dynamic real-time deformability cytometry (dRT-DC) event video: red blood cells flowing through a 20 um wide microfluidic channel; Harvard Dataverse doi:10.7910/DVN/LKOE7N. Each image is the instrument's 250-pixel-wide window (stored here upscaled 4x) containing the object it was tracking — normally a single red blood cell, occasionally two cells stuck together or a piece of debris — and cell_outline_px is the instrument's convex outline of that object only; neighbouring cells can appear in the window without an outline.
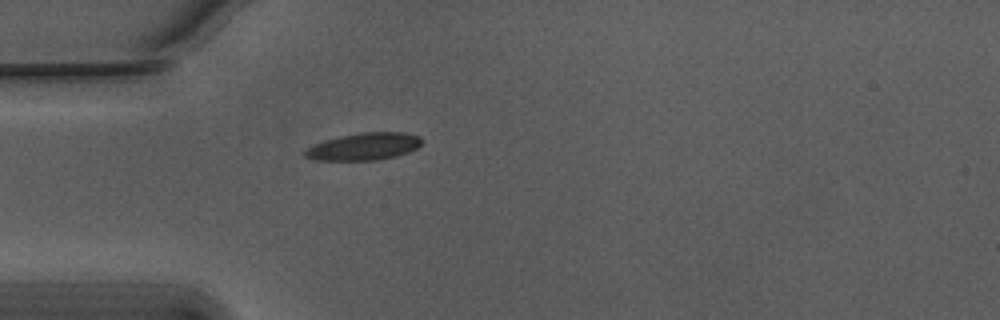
{"species": "Egyptian fruit bat (a non-hibernating species)", "species_latin": "Rousettus aegyptiacus", "temperature_condition": "warm", "stored_images_in_passage": 41, "camera_frame_rate_fps": 3000, "um_per_image_px": 0.085, "animal": {"sex": "male"}, "frame": {"image": 1, "passage_image": 1, "time_ms": 0.0, "image_size_px": [1000, 320], "cell_outline_px": [[424, 140], [416, 148], [408, 152], [396, 156], [376, 160], [316, 160], [304, 156], [304, 148], [324, 140], [340, 136], [360, 132], [404, 132], [420, 136]], "centroid_in_image_um": [30.93, 12.44], "position_along_channel_um": 54.1, "area_um2": 18.67}}
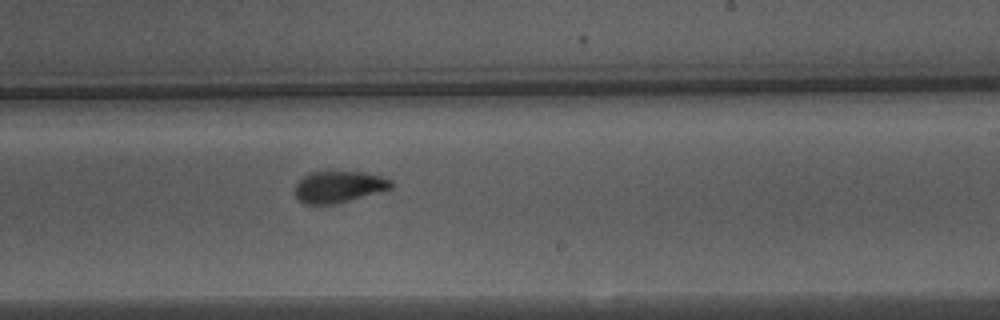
{"frame": {"image": 2, "passage_image": 18, "time_ms": 5.667, "image_size_px": [1000, 320], "cell_outline_px": [[392, 188], [336, 204], [304, 204], [296, 196], [296, 184], [308, 172], [364, 172], [380, 176], [392, 180]], "centroid_in_image_um": [28.8, 15.88], "position_along_channel_um": 260.2, "area_um2": 17.46}}
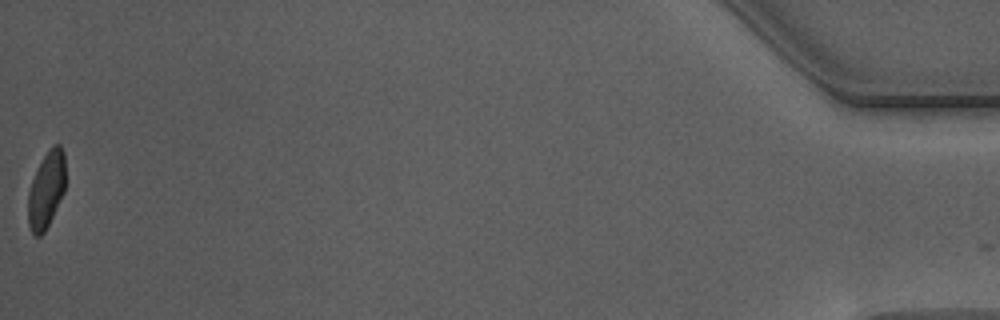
{"frame": {"image": 3, "passage_image": 40, "time_ms": 13.0, "image_size_px": [1000, 320], "cell_outline_px": [[64, 192], [44, 232], [40, 236], [36, 236], [32, 232], [28, 224], [28, 192], [32, 180], [48, 148], [52, 144], [60, 144], [64, 152]], "centroid_in_image_um": [3.93, 16.11], "position_along_channel_um": 431.3, "area_um2": 16.42}, "authors_computed_cell_mechanics": {"area_um2": 18.1492, "velocity_mm_per_s": 3.7565, "shape_relaxation_time_tau1_ms": 4.0637, "shape_relaxation_time_tau2_ms": 1.7687, "deformation_change_tau1": 0.1701, "deformation_change_tau2": 0.0761}}